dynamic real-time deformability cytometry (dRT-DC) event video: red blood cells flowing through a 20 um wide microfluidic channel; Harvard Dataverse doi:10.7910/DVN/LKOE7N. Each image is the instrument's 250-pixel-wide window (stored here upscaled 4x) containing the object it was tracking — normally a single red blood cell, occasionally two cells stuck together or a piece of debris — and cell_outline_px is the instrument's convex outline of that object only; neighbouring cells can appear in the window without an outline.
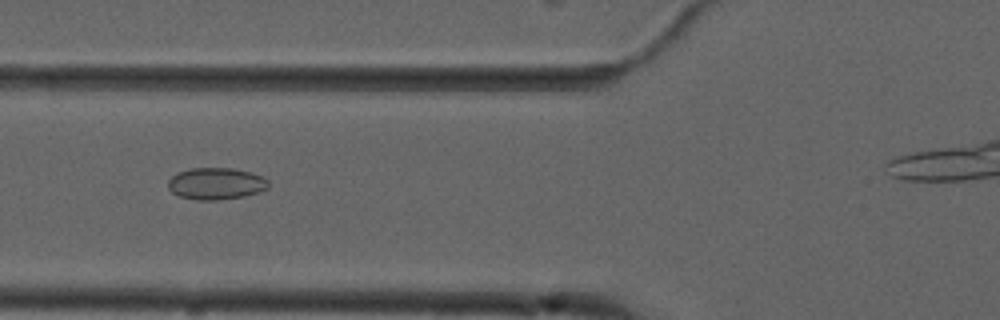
{"species": "common noctule bat (a hibernating species)", "species_latin": "Nyctalus noctula", "temperature_condition": "cold", "stored_images_in_passage": 49, "camera_frame_rate_fps": 3000, "um_per_image_px": 0.085, "animal": {"sex": "male", "forearm_length_mm": 52.5}, "frame": {"image": 1, "passage_image": 21, "time_ms": 6.667, "image_size_px": [1000, 320], "cell_outline_px": [[268, 188], [260, 192], [244, 196], [216, 200], [196, 200], [180, 196], [172, 192], [168, 188], [168, 180], [172, 176], [188, 168], [232, 168], [252, 172], [264, 176], [268, 180]], "centroid_in_image_um": [18.39, 15.6], "position_along_channel_um": 107.4, "area_um2": 18.73}}
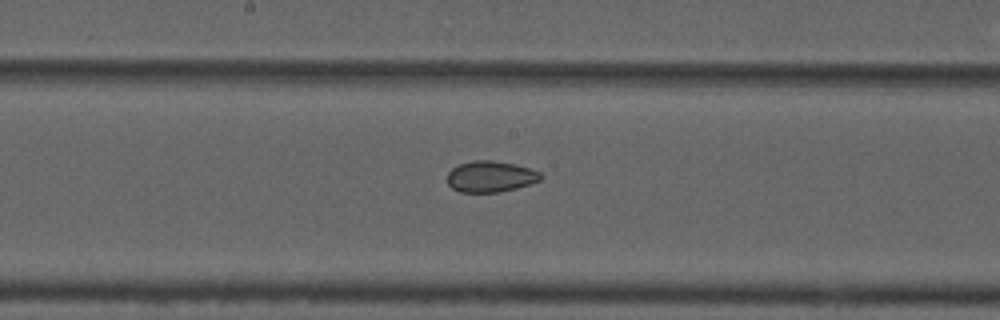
{"frame": {"image": 2, "passage_image": 29, "time_ms": 9.333, "image_size_px": [1000, 320], "cell_outline_px": [[544, 176], [540, 180], [532, 184], [500, 192], [460, 192], [452, 188], [448, 184], [448, 172], [452, 168], [460, 164], [472, 160], [492, 160], [516, 164], [540, 172]], "centroid_in_image_um": [41.71, 15.0], "position_along_channel_um": 206.5, "area_um2": 17.05}}
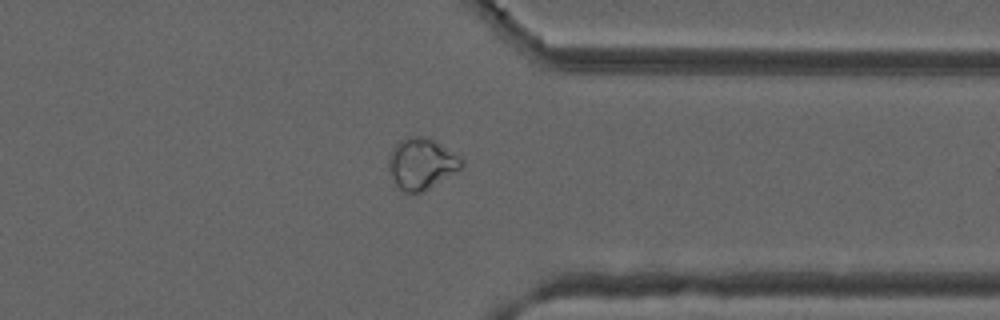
{"frame": {"image": 3, "passage_image": 43, "time_ms": 14.0, "image_size_px": [1000, 320], "cell_outline_px": [[464, 164], [460, 168], [424, 192], [408, 196], [396, 184], [388, 168], [388, 156], [392, 148], [400, 140], [408, 136], [428, 136], [436, 140], [460, 156], [464, 160]], "centroid_in_image_um": [35.81, 13.91], "position_along_channel_um": 375.6, "area_um2": 22.14}, "authors_computed_cell_mechanics": {"area_um2": 20.1144, "velocity_mm_per_s": 3.702, "shape_relaxation_time_tau1_ms": null, "shape_relaxation_time_tau2_ms": 1.6003, "deformation_change_tau1": null, "deformation_change_tau2": 0.0527}}